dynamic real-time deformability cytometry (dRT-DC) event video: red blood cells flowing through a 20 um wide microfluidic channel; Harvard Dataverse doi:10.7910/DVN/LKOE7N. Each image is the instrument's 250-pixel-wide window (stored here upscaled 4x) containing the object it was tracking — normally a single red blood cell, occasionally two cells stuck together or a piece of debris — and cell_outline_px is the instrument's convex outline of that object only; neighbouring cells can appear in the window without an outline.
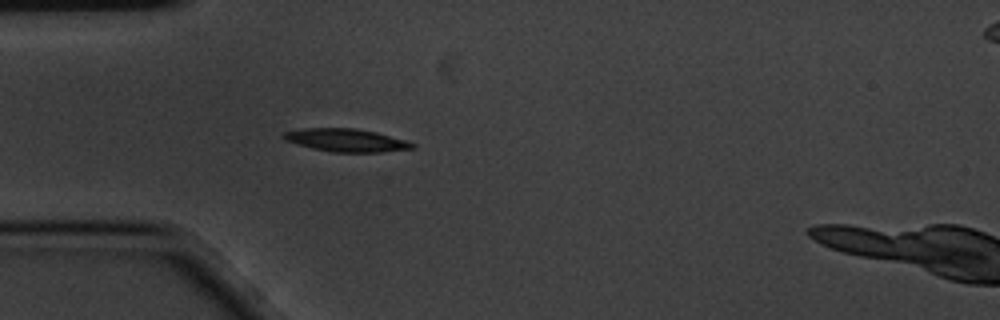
{"species": "common noctule bat (a hibernating species)", "species_latin": "Nyctalus noctula", "temperature_condition": "cold", "stored_images_in_passage": 3, "camera_frame_rate_fps": 3000, "um_per_image_px": 0.085, "animal": {"sex": "male", "body_mass_g": 20.1, "forearm_length_mm": 53.5}, "frame": {"image": 1, "passage_image": 3, "time_ms": 0.667, "image_size_px": [1000, 320], "cell_outline_px": [[416, 148], [380, 152], [332, 152], [312, 148], [288, 140], [284, 136], [284, 132], [304, 128], [356, 128], [376, 132], [404, 140], [416, 144]], "centroid_in_image_um": [29.49, 11.92], "position_along_channel_um": 55.5, "area_um2": 16.88}}